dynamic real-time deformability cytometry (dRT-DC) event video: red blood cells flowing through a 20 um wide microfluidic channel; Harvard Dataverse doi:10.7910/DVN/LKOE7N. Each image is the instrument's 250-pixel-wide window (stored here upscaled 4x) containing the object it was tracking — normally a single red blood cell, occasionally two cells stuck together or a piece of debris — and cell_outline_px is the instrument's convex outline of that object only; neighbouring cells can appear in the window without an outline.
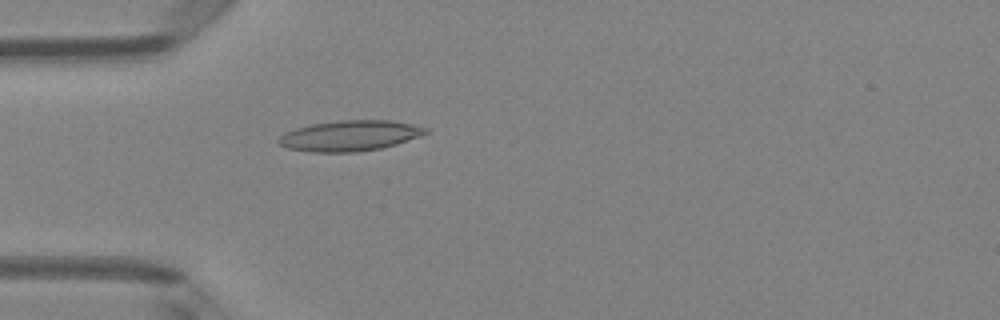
{"species": "Egyptian fruit bat (a non-hibernating species)", "species_latin": "Rousettus aegyptiacus", "temperature_condition": "room temperature", "stored_images_in_passage": 5, "camera_frame_rate_fps": 3000, "um_per_image_px": 0.085, "animal": {"sex": "female"}, "frame": {"image": 1, "passage_image": 5, "time_ms": 1.333, "image_size_px": [1000, 320], "cell_outline_px": [[428, 132], [420, 136], [396, 144], [380, 148], [356, 152], [308, 152], [288, 148], [280, 144], [276, 140], [284, 132], [296, 128], [312, 124], [340, 120], [388, 120], [412, 124], [428, 128]], "centroid_in_image_um": [29.71, 11.53], "position_along_channel_um": 55.3, "area_um2": 26.13}}